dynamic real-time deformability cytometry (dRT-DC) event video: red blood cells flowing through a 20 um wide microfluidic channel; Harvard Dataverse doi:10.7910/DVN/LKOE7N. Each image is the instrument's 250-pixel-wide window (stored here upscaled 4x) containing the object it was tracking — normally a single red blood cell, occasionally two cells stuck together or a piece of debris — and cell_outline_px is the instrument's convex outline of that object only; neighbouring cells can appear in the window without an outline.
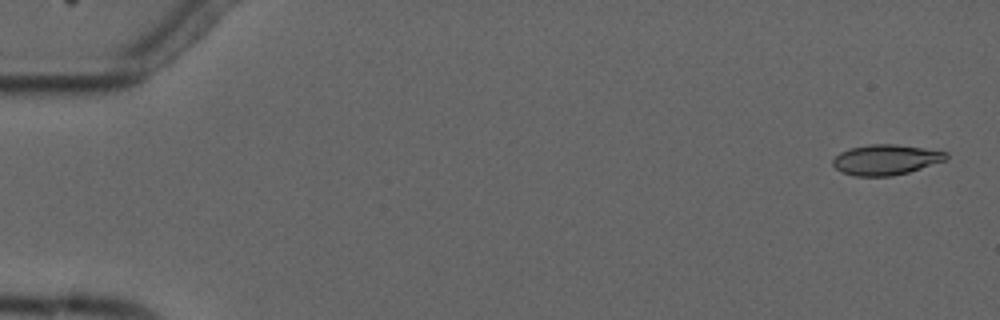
{"species": "common noctule bat (a hibernating species)", "species_latin": "Nyctalus noctula", "temperature_condition": "cold", "stored_images_in_passage": 5, "camera_frame_rate_fps": 3000, "um_per_image_px": 0.085, "animal": {"sex": "male", "forearm_length_mm": 52.5}, "frame": {"image": 1, "passage_image": 1, "time_ms": 0.0, "image_size_px": [1000, 320], "cell_outline_px": [[948, 156], [944, 160], [908, 172], [892, 176], [856, 176], [840, 172], [832, 164], [832, 160], [840, 152], [852, 148], [868, 144], [896, 144], [948, 152]], "centroid_in_image_um": [75.26, 13.57], "position_along_channel_um": 9.7, "area_um2": 19.83}}